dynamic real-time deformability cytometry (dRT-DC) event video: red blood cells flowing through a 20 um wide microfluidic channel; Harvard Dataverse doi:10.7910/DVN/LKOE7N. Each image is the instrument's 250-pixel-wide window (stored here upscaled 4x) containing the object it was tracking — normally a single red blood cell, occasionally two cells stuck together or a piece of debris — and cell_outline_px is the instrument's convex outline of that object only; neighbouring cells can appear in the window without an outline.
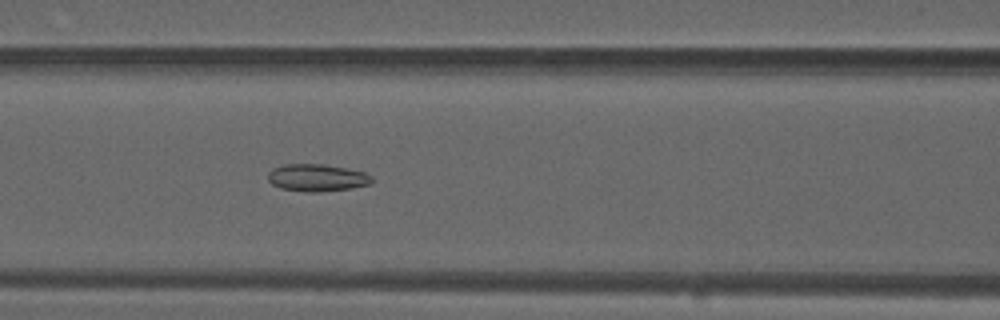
{"species": "common noctule bat (a hibernating species)", "species_latin": "Nyctalus noctula", "temperature_condition": "warm", "stored_images_in_passage": 38, "camera_frame_rate_fps": 3000, "um_per_image_px": 0.085, "animal": {"sex": "male", "forearm_length_mm": 52.5}, "frame": {"image": 1, "passage_image": 11, "time_ms": 3.333, "image_size_px": [1000, 320], "cell_outline_px": [[372, 184], [352, 188], [320, 192], [304, 192], [280, 188], [272, 184], [268, 180], [268, 172], [272, 168], [284, 164], [324, 164], [348, 168], [364, 172], [372, 176]], "centroid_in_image_um": [26.94, 15.11], "position_along_channel_um": 139.7, "area_um2": 16.76}, "authors_computed_cell_mechanics": {"area_um2": 17.2533, "velocity_mm_per_s": 3.8665, "shape_relaxation_time_tau1_ms": null, "shape_relaxation_time_tau2_ms": 2.8987, "deformation_change_tau1": null, "deformation_change_tau2": 0.0736}}